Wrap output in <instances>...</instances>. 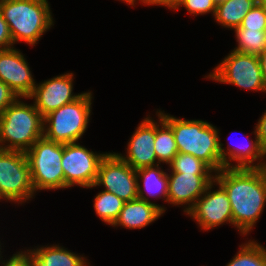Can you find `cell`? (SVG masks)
<instances>
[{"mask_svg": "<svg viewBox=\"0 0 266 266\" xmlns=\"http://www.w3.org/2000/svg\"><path fill=\"white\" fill-rule=\"evenodd\" d=\"M214 181L227 193L233 226L247 236L260 219L266 205V171L264 168H222Z\"/></svg>", "mask_w": 266, "mask_h": 266, "instance_id": "1", "label": "cell"}, {"mask_svg": "<svg viewBox=\"0 0 266 266\" xmlns=\"http://www.w3.org/2000/svg\"><path fill=\"white\" fill-rule=\"evenodd\" d=\"M172 128L178 153L191 154L206 163L215 173L223 167L219 149V129L203 120L176 118L157 110Z\"/></svg>", "mask_w": 266, "mask_h": 266, "instance_id": "2", "label": "cell"}, {"mask_svg": "<svg viewBox=\"0 0 266 266\" xmlns=\"http://www.w3.org/2000/svg\"><path fill=\"white\" fill-rule=\"evenodd\" d=\"M0 11L8 24L13 44L35 46L54 19L48 0H0Z\"/></svg>", "mask_w": 266, "mask_h": 266, "instance_id": "3", "label": "cell"}, {"mask_svg": "<svg viewBox=\"0 0 266 266\" xmlns=\"http://www.w3.org/2000/svg\"><path fill=\"white\" fill-rule=\"evenodd\" d=\"M18 97L0 116V149L26 152L43 137V117Z\"/></svg>", "mask_w": 266, "mask_h": 266, "instance_id": "4", "label": "cell"}, {"mask_svg": "<svg viewBox=\"0 0 266 266\" xmlns=\"http://www.w3.org/2000/svg\"><path fill=\"white\" fill-rule=\"evenodd\" d=\"M92 92H82L75 101L61 106L43 118V136L62 144L78 142L88 128Z\"/></svg>", "mask_w": 266, "mask_h": 266, "instance_id": "5", "label": "cell"}, {"mask_svg": "<svg viewBox=\"0 0 266 266\" xmlns=\"http://www.w3.org/2000/svg\"><path fill=\"white\" fill-rule=\"evenodd\" d=\"M25 153L35 193L37 190L64 189L62 143L48 140L43 136Z\"/></svg>", "mask_w": 266, "mask_h": 266, "instance_id": "6", "label": "cell"}, {"mask_svg": "<svg viewBox=\"0 0 266 266\" xmlns=\"http://www.w3.org/2000/svg\"><path fill=\"white\" fill-rule=\"evenodd\" d=\"M34 196L26 153L0 149V200L23 204Z\"/></svg>", "mask_w": 266, "mask_h": 266, "instance_id": "7", "label": "cell"}, {"mask_svg": "<svg viewBox=\"0 0 266 266\" xmlns=\"http://www.w3.org/2000/svg\"><path fill=\"white\" fill-rule=\"evenodd\" d=\"M205 78L242 89L266 93L257 55L231 52Z\"/></svg>", "mask_w": 266, "mask_h": 266, "instance_id": "8", "label": "cell"}, {"mask_svg": "<svg viewBox=\"0 0 266 266\" xmlns=\"http://www.w3.org/2000/svg\"><path fill=\"white\" fill-rule=\"evenodd\" d=\"M106 153L88 150L78 142L63 144L62 168L64 189L80 186L88 189L95 184L99 165Z\"/></svg>", "mask_w": 266, "mask_h": 266, "instance_id": "9", "label": "cell"}, {"mask_svg": "<svg viewBox=\"0 0 266 266\" xmlns=\"http://www.w3.org/2000/svg\"><path fill=\"white\" fill-rule=\"evenodd\" d=\"M137 184L136 170L117 153L109 152L99 165L95 184L88 188L103 186L104 191L111 192L127 202L138 198Z\"/></svg>", "mask_w": 266, "mask_h": 266, "instance_id": "10", "label": "cell"}, {"mask_svg": "<svg viewBox=\"0 0 266 266\" xmlns=\"http://www.w3.org/2000/svg\"><path fill=\"white\" fill-rule=\"evenodd\" d=\"M214 185L218 186V189L214 190ZM186 215L193 218L204 231L214 229L226 222L233 225L232 209L227 193L215 181L207 187Z\"/></svg>", "mask_w": 266, "mask_h": 266, "instance_id": "11", "label": "cell"}, {"mask_svg": "<svg viewBox=\"0 0 266 266\" xmlns=\"http://www.w3.org/2000/svg\"><path fill=\"white\" fill-rule=\"evenodd\" d=\"M73 77L74 74L69 72L36 84L31 95L26 99H34V106L44 118L82 95V93H73Z\"/></svg>", "mask_w": 266, "mask_h": 266, "instance_id": "12", "label": "cell"}, {"mask_svg": "<svg viewBox=\"0 0 266 266\" xmlns=\"http://www.w3.org/2000/svg\"><path fill=\"white\" fill-rule=\"evenodd\" d=\"M28 65L19 49L0 50V80L22 99L28 98L37 84Z\"/></svg>", "mask_w": 266, "mask_h": 266, "instance_id": "13", "label": "cell"}, {"mask_svg": "<svg viewBox=\"0 0 266 266\" xmlns=\"http://www.w3.org/2000/svg\"><path fill=\"white\" fill-rule=\"evenodd\" d=\"M170 173L168 174L167 203L173 206L185 205L183 211L185 214L193 208L196 201L214 181L215 176V174Z\"/></svg>", "mask_w": 266, "mask_h": 266, "instance_id": "14", "label": "cell"}, {"mask_svg": "<svg viewBox=\"0 0 266 266\" xmlns=\"http://www.w3.org/2000/svg\"><path fill=\"white\" fill-rule=\"evenodd\" d=\"M147 116L129 139L127 155L117 153L134 170L159 164L154 149L155 120Z\"/></svg>", "mask_w": 266, "mask_h": 266, "instance_id": "15", "label": "cell"}, {"mask_svg": "<svg viewBox=\"0 0 266 266\" xmlns=\"http://www.w3.org/2000/svg\"><path fill=\"white\" fill-rule=\"evenodd\" d=\"M254 137L255 140L250 139L245 144L243 143L241 145H235V147L228 145L227 146L228 148H225L223 147L224 144L221 142L219 135V149H220V156L223 167L224 168H264L266 154L265 151L260 146L255 128H254ZM232 161L235 162V165L230 163ZM256 161L258 162L254 163Z\"/></svg>", "mask_w": 266, "mask_h": 266, "instance_id": "16", "label": "cell"}, {"mask_svg": "<svg viewBox=\"0 0 266 266\" xmlns=\"http://www.w3.org/2000/svg\"><path fill=\"white\" fill-rule=\"evenodd\" d=\"M165 211L164 205L148 203L137 198L124 202L120 214L111 226H122L123 228L133 230L142 229L160 218L165 214Z\"/></svg>", "mask_w": 266, "mask_h": 266, "instance_id": "17", "label": "cell"}, {"mask_svg": "<svg viewBox=\"0 0 266 266\" xmlns=\"http://www.w3.org/2000/svg\"><path fill=\"white\" fill-rule=\"evenodd\" d=\"M26 250L22 252L29 259L31 266H90L86 257L79 256L59 244Z\"/></svg>", "mask_w": 266, "mask_h": 266, "instance_id": "18", "label": "cell"}, {"mask_svg": "<svg viewBox=\"0 0 266 266\" xmlns=\"http://www.w3.org/2000/svg\"><path fill=\"white\" fill-rule=\"evenodd\" d=\"M161 164L144 167L136 170L138 199L148 203L149 197L163 198L167 202L168 198V172H164ZM142 184H141V181ZM149 196V197H148Z\"/></svg>", "mask_w": 266, "mask_h": 266, "instance_id": "19", "label": "cell"}, {"mask_svg": "<svg viewBox=\"0 0 266 266\" xmlns=\"http://www.w3.org/2000/svg\"><path fill=\"white\" fill-rule=\"evenodd\" d=\"M258 0H225L217 4L214 19L223 28H238Z\"/></svg>", "mask_w": 266, "mask_h": 266, "instance_id": "20", "label": "cell"}, {"mask_svg": "<svg viewBox=\"0 0 266 266\" xmlns=\"http://www.w3.org/2000/svg\"><path fill=\"white\" fill-rule=\"evenodd\" d=\"M158 122L155 121L154 149L157 162L167 165L178 153V147L174 139L172 128L163 120V117L156 112Z\"/></svg>", "mask_w": 266, "mask_h": 266, "instance_id": "21", "label": "cell"}, {"mask_svg": "<svg viewBox=\"0 0 266 266\" xmlns=\"http://www.w3.org/2000/svg\"><path fill=\"white\" fill-rule=\"evenodd\" d=\"M234 32L237 42L234 51L258 56L266 49V31L235 28Z\"/></svg>", "mask_w": 266, "mask_h": 266, "instance_id": "22", "label": "cell"}, {"mask_svg": "<svg viewBox=\"0 0 266 266\" xmlns=\"http://www.w3.org/2000/svg\"><path fill=\"white\" fill-rule=\"evenodd\" d=\"M124 202L115 194L102 190L94 198V209L102 222L112 225L120 214Z\"/></svg>", "mask_w": 266, "mask_h": 266, "instance_id": "23", "label": "cell"}, {"mask_svg": "<svg viewBox=\"0 0 266 266\" xmlns=\"http://www.w3.org/2000/svg\"><path fill=\"white\" fill-rule=\"evenodd\" d=\"M240 249L226 266H266V248L254 240L239 246Z\"/></svg>", "mask_w": 266, "mask_h": 266, "instance_id": "24", "label": "cell"}, {"mask_svg": "<svg viewBox=\"0 0 266 266\" xmlns=\"http://www.w3.org/2000/svg\"><path fill=\"white\" fill-rule=\"evenodd\" d=\"M170 172L188 174H213L215 173L202 160L195 158L191 154L177 153L173 160L168 164Z\"/></svg>", "mask_w": 266, "mask_h": 266, "instance_id": "25", "label": "cell"}, {"mask_svg": "<svg viewBox=\"0 0 266 266\" xmlns=\"http://www.w3.org/2000/svg\"><path fill=\"white\" fill-rule=\"evenodd\" d=\"M181 6L191 15H205L211 12L214 17L217 4L214 0H176L171 10H178Z\"/></svg>", "mask_w": 266, "mask_h": 266, "instance_id": "26", "label": "cell"}, {"mask_svg": "<svg viewBox=\"0 0 266 266\" xmlns=\"http://www.w3.org/2000/svg\"><path fill=\"white\" fill-rule=\"evenodd\" d=\"M238 28L266 31V8L257 3L244 17Z\"/></svg>", "mask_w": 266, "mask_h": 266, "instance_id": "27", "label": "cell"}, {"mask_svg": "<svg viewBox=\"0 0 266 266\" xmlns=\"http://www.w3.org/2000/svg\"><path fill=\"white\" fill-rule=\"evenodd\" d=\"M17 98V95L11 90V88L0 80V116Z\"/></svg>", "mask_w": 266, "mask_h": 266, "instance_id": "28", "label": "cell"}, {"mask_svg": "<svg viewBox=\"0 0 266 266\" xmlns=\"http://www.w3.org/2000/svg\"><path fill=\"white\" fill-rule=\"evenodd\" d=\"M13 45L8 24L0 11V50L10 49L14 47Z\"/></svg>", "mask_w": 266, "mask_h": 266, "instance_id": "29", "label": "cell"}, {"mask_svg": "<svg viewBox=\"0 0 266 266\" xmlns=\"http://www.w3.org/2000/svg\"><path fill=\"white\" fill-rule=\"evenodd\" d=\"M0 264V266H31L29 259L22 250L13 254L10 259L3 260Z\"/></svg>", "mask_w": 266, "mask_h": 266, "instance_id": "30", "label": "cell"}, {"mask_svg": "<svg viewBox=\"0 0 266 266\" xmlns=\"http://www.w3.org/2000/svg\"><path fill=\"white\" fill-rule=\"evenodd\" d=\"M255 129L260 146L266 152V110L258 120Z\"/></svg>", "mask_w": 266, "mask_h": 266, "instance_id": "31", "label": "cell"}, {"mask_svg": "<svg viewBox=\"0 0 266 266\" xmlns=\"http://www.w3.org/2000/svg\"><path fill=\"white\" fill-rule=\"evenodd\" d=\"M176 0H142V4L144 5H157V6H164L168 9H171Z\"/></svg>", "mask_w": 266, "mask_h": 266, "instance_id": "32", "label": "cell"}, {"mask_svg": "<svg viewBox=\"0 0 266 266\" xmlns=\"http://www.w3.org/2000/svg\"><path fill=\"white\" fill-rule=\"evenodd\" d=\"M258 59L261 67L262 78L266 86V49L262 51L261 54L258 55Z\"/></svg>", "mask_w": 266, "mask_h": 266, "instance_id": "33", "label": "cell"}, {"mask_svg": "<svg viewBox=\"0 0 266 266\" xmlns=\"http://www.w3.org/2000/svg\"><path fill=\"white\" fill-rule=\"evenodd\" d=\"M123 1L124 3L126 2V4L131 5L132 7H135L136 1H140L142 3V0H120Z\"/></svg>", "mask_w": 266, "mask_h": 266, "instance_id": "34", "label": "cell"}, {"mask_svg": "<svg viewBox=\"0 0 266 266\" xmlns=\"http://www.w3.org/2000/svg\"><path fill=\"white\" fill-rule=\"evenodd\" d=\"M258 3L266 8V0H258Z\"/></svg>", "mask_w": 266, "mask_h": 266, "instance_id": "35", "label": "cell"}, {"mask_svg": "<svg viewBox=\"0 0 266 266\" xmlns=\"http://www.w3.org/2000/svg\"><path fill=\"white\" fill-rule=\"evenodd\" d=\"M1 247H2V246H1V243H0V263L3 261V259H2L3 256H2V252H1Z\"/></svg>", "mask_w": 266, "mask_h": 266, "instance_id": "36", "label": "cell"}, {"mask_svg": "<svg viewBox=\"0 0 266 266\" xmlns=\"http://www.w3.org/2000/svg\"><path fill=\"white\" fill-rule=\"evenodd\" d=\"M216 4H219L221 2H224L225 0H214Z\"/></svg>", "mask_w": 266, "mask_h": 266, "instance_id": "37", "label": "cell"}, {"mask_svg": "<svg viewBox=\"0 0 266 266\" xmlns=\"http://www.w3.org/2000/svg\"><path fill=\"white\" fill-rule=\"evenodd\" d=\"M265 154H266V152H265ZM265 157H266V155H265ZM264 170L266 171V160H265Z\"/></svg>", "mask_w": 266, "mask_h": 266, "instance_id": "38", "label": "cell"}]
</instances>
